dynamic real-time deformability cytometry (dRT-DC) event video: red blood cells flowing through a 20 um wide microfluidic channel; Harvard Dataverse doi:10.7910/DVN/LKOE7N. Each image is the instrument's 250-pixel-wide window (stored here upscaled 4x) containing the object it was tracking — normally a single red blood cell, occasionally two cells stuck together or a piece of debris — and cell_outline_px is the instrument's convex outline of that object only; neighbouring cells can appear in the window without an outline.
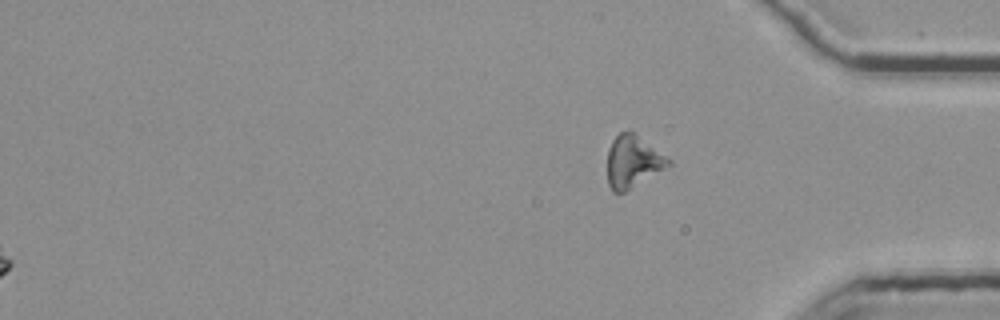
{"species": "common noctule bat (a hibernating species)", "species_latin": "Nyctalus noctula", "temperature_condition": "room temperature", "stored_images_in_passage": 55, "segment_of_instrument_passage": [2, 2], "camera_frame_rate_fps": 3000, "um_per_image_px": 0.085, "animal": {"sex": "female", "body_mass_g": 25.1}, "frame": {"image": 1, "passage_image": 55, "time_ms": 18.0, "image_size_px": [1000, 320], "cell_outline_px": [[672, 164], [624, 192], [612, 192], [608, 184], [608, 148], [612, 140], [620, 132], [632, 132], [672, 160]], "centroid_in_image_um": [53.78, 13.75], "position_along_channel_um": 381.4, "area_um2": 18.15}}